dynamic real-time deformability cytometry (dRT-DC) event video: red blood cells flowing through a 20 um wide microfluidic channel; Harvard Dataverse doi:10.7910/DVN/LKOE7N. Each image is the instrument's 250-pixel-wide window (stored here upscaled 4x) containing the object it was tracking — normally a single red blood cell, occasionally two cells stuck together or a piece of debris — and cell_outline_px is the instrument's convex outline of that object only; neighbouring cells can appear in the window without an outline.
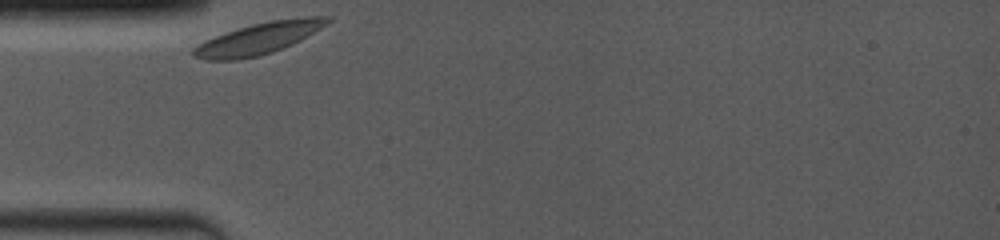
{"species": "common noctule bat (a hibernating species)", "species_latin": "Nyctalus noctula", "temperature_condition": "room temperature", "stored_images_in_passage": 5, "camera_frame_rate_fps": 4000, "um_per_image_px": 0.085, "animal": {"sex": "female", "body_mass_g": 19.0, "forearm_length_mm": 53.3}, "frame": {"image": 1, "passage_image": 1, "time_ms": 0.0, "image_size_px": [1000, 240], "cell_outline_px": [[332, 20], [328, 24], [300, 40], [292, 44], [272, 52], [256, 56], [236, 60], [204, 60], [192, 56], [192, 48], [204, 40], [252, 24], [268, 20], [312, 16], [332, 16]], "centroid_in_image_um": [21.99, 3.26], "position_along_channel_um": 63.0, "area_um2": 24.51}}